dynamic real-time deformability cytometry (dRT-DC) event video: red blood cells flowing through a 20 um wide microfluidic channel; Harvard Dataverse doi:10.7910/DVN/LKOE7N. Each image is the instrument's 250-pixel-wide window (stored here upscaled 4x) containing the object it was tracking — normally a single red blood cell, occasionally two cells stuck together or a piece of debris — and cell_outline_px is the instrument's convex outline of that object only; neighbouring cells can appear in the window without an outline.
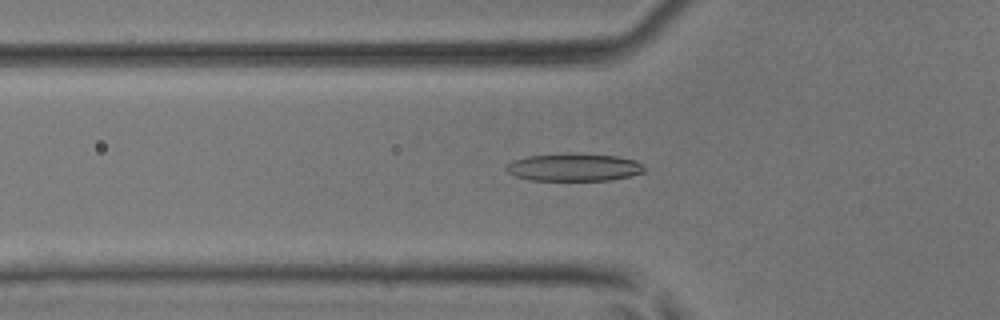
{"species": "common noctule bat (a hibernating species)", "species_latin": "Nyctalus noctula", "temperature_condition": "room temperature", "stored_images_in_passage": 46, "camera_frame_rate_fps": 3000, "um_per_image_px": 0.085, "animal": {"sex": "male", "body_mass_g": 17.9, "forearm_length_mm": 54.2}, "frame": {"image": 1, "passage_image": 16, "time_ms": 5.0, "image_size_px": [1000, 320], "cell_outline_px": [[644, 172], [632, 176], [612, 180], [532, 180], [516, 176], [508, 172], [504, 168], [512, 160], [528, 156], [568, 152], [616, 156], [636, 160], [644, 164]], "centroid_in_image_um": [48.81, 14.2], "position_along_channel_um": 77.0, "area_um2": 22.54}}
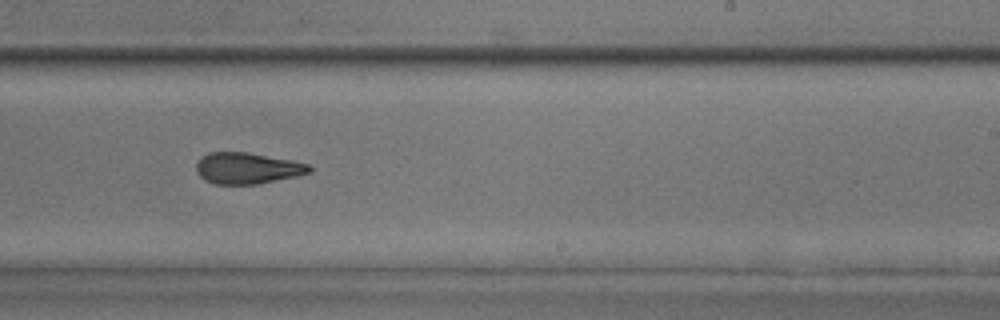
{"frame": {"image": 2, "passage_image": 29, "time_ms": 9.333, "image_size_px": [1000, 320], "cell_outline_px": [[312, 172], [296, 176], [256, 184], [216, 184], [204, 180], [196, 172], [196, 164], [208, 152], [244, 152], [292, 160], [308, 164], [312, 168]], "centroid_in_image_um": [21.02, 14.3], "position_along_channel_um": 268.0, "area_um2": 20.4}}
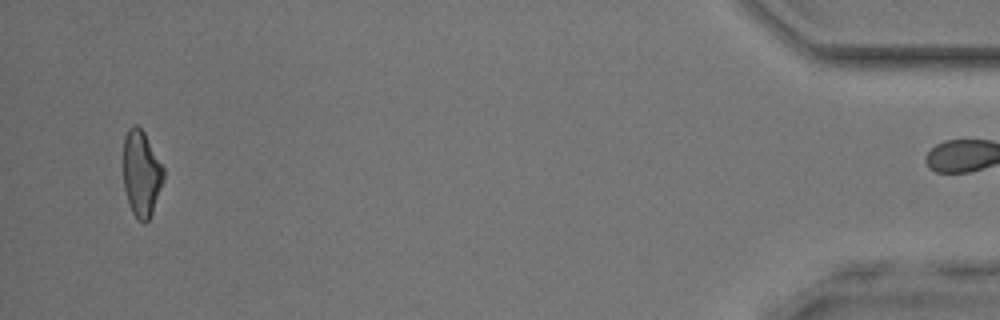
{"frame": {"image": 3, "passage_image": 45, "time_ms": 14.667, "image_size_px": [1000, 320], "cell_outline_px": [[164, 180], [152, 212], [148, 220], [144, 224], [132, 212], [124, 188], [124, 136], [128, 128], [136, 124], [144, 132], [164, 168]], "centroid_in_image_um": [12.02, 14.73], "position_along_channel_um": 423.2, "area_um2": 19.94}}